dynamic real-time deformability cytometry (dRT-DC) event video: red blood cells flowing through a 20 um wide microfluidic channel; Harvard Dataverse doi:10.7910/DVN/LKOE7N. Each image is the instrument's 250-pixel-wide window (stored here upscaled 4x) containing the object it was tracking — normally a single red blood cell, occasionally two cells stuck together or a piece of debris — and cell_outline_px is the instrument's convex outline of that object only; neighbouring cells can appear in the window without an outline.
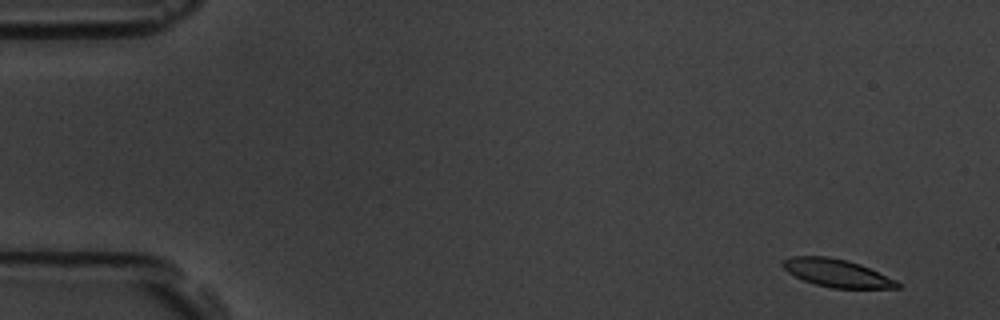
{"species": "common noctule bat (a hibernating species)", "species_latin": "Nyctalus noctula", "temperature_condition": "room temperature", "stored_images_in_passage": 4, "camera_frame_rate_fps": 3000, "um_per_image_px": 0.085, "animal": {"sex": "male", "body_mass_g": 19.5, "forearm_length_mm": 54.6}, "frame": {"image": 1, "passage_image": 1, "time_ms": 0.0, "image_size_px": [1000, 320], "cell_outline_px": [[900, 288], [832, 288], [816, 284], [804, 280], [788, 272], [780, 264], [784, 260], [792, 256], [828, 256], [848, 260], [860, 264], [896, 280], [900, 284]], "centroid_in_image_um": [71.13, 23.2], "position_along_channel_um": 13.9, "area_um2": 18.44}}
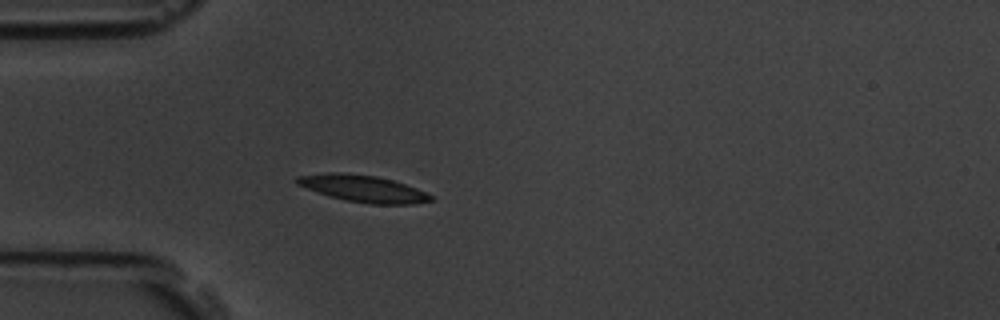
{"frame": {"image": 2, "passage_image": 4, "time_ms": 1.0, "image_size_px": [1000, 320], "cell_outline_px": [[432, 200], [416, 204], [372, 204], [348, 200], [328, 196], [296, 184], [292, 180], [296, 176], [328, 172], [340, 172], [376, 176], [392, 180], [416, 188], [432, 196]], "centroid_in_image_um": [30.8, 16.02], "position_along_channel_um": 54.2, "area_um2": 20.81}}